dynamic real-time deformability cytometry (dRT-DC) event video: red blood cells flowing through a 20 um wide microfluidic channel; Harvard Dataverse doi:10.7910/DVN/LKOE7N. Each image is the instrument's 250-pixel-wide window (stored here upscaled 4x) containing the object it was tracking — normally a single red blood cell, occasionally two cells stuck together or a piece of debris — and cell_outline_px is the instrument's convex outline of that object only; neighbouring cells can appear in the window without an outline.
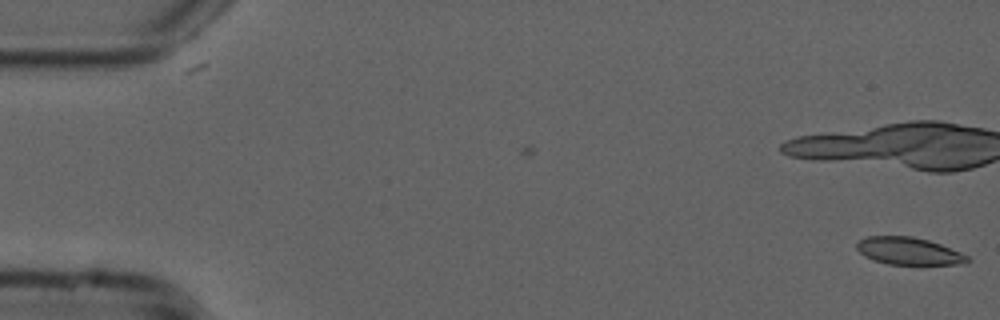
{"species": "common noctule bat (a hibernating species)", "species_latin": "Nyctalus noctula", "temperature_condition": "cold", "stored_images_in_passage": 27, "camera_frame_rate_fps": 3000, "um_per_image_px": 0.085, "animal": {"sex": "male", "forearm_length_mm": 52.5}, "frame": {"image": 1, "passage_image": 1, "time_ms": 0.0, "image_size_px": [1000, 320], "cell_outline_px": [[972, 260], [968, 264], [888, 264], [872, 260], [864, 256], [856, 248], [856, 244], [860, 240], [868, 236], [912, 236], [928, 240], [940, 244], [960, 252], [968, 256]], "centroid_in_image_um": [77.26, 21.34], "position_along_channel_um": 7.7, "area_um2": 17.69}}